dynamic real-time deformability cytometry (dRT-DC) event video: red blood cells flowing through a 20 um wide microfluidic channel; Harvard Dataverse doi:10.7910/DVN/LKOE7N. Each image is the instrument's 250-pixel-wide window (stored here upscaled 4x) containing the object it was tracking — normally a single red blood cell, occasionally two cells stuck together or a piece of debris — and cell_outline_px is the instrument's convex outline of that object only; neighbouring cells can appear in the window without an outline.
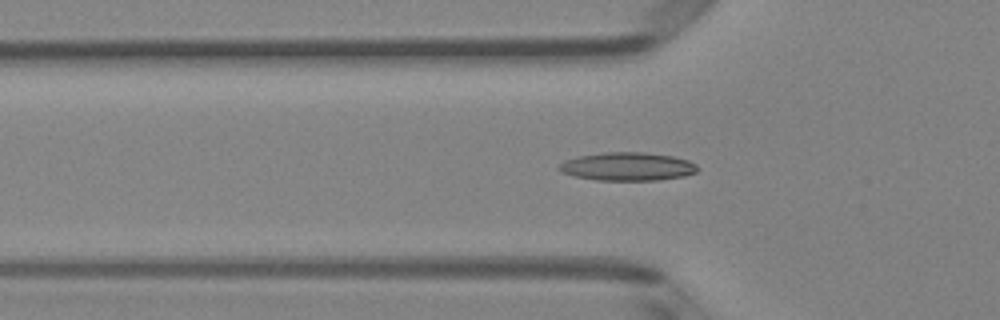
{"species": "Egyptian fruit bat (a non-hibernating species)", "species_latin": "Rousettus aegyptiacus", "temperature_condition": "room temperature", "stored_images_in_passage": 47, "camera_frame_rate_fps": 3000, "um_per_image_px": 0.085, "animal": {"sex": "female"}, "frame": {"image": 1, "passage_image": 17, "time_ms": 5.333, "image_size_px": [1000, 320], "cell_outline_px": [[696, 172], [684, 176], [656, 180], [596, 180], [576, 176], [560, 172], [556, 168], [564, 160], [580, 156], [604, 152], [644, 152], [672, 156], [688, 160], [696, 164]], "centroid_in_image_um": [53.31, 14.15], "position_along_channel_um": 72.5, "area_um2": 22.72}}
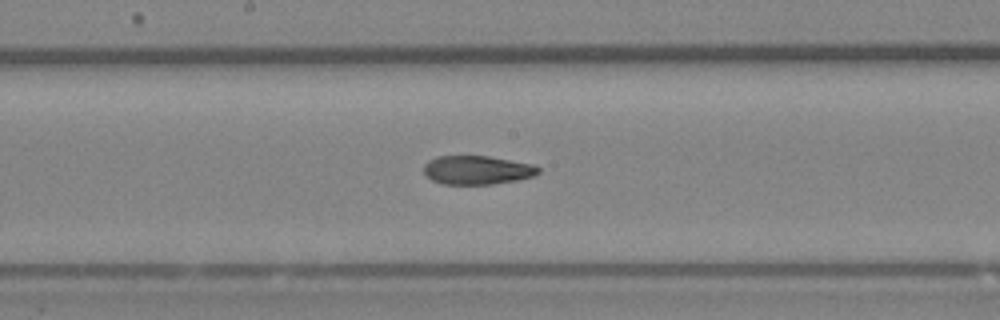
{"frame": {"image": 2, "passage_image": 27, "time_ms": 8.667, "image_size_px": [1000, 320], "cell_outline_px": [[540, 172], [532, 176], [516, 180], [492, 184], [440, 184], [432, 180], [424, 172], [424, 164], [428, 160], [436, 156], [488, 156], [536, 164], [540, 168]], "centroid_in_image_um": [40.56, 14.44], "position_along_channel_um": 207.6, "area_um2": 19.31}}
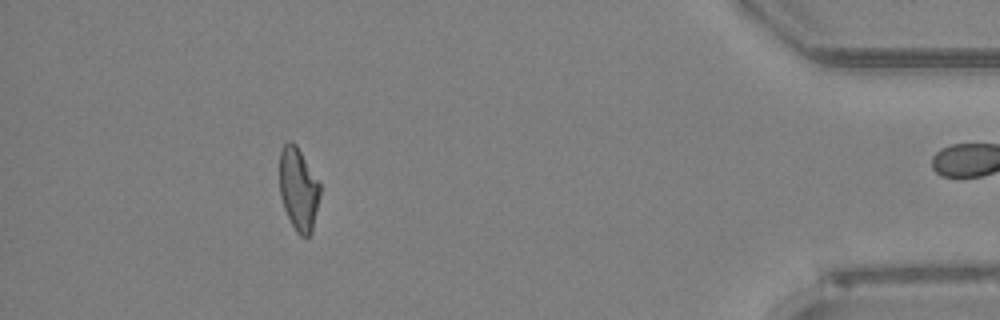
{"frame": {"image": 3, "passage_image": 46, "time_ms": 15.0, "image_size_px": [1000, 320], "cell_outline_px": [[320, 196], [312, 232], [308, 236], [300, 236], [296, 232], [284, 208], [280, 196], [280, 148], [288, 140], [292, 140], [296, 144], [320, 184]], "centroid_in_image_um": [25.36, 16.06], "position_along_channel_um": 409.8, "area_um2": 19.54}, "authors_computed_cell_mechanics": {"area_um2": 20.6924, "velocity_mm_per_s": 4.0654, "shape_relaxation_time_tau1_ms": null, "shape_relaxation_time_tau2_ms": 3.8909, "deformation_change_tau1": null, "deformation_change_tau2": 0.1174}}